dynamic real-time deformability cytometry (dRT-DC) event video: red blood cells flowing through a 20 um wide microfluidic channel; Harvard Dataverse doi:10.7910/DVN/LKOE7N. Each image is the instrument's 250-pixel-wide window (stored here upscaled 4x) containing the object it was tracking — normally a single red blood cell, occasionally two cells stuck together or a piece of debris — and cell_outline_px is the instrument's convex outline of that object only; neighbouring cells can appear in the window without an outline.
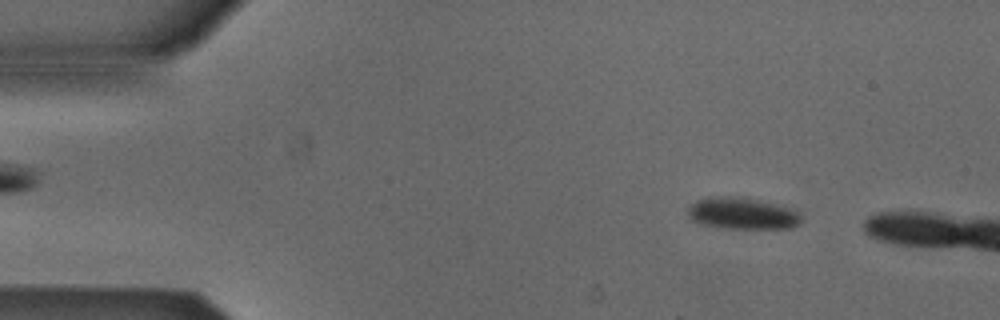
{"species": "Egyptian fruit bat (a non-hibernating species)", "species_latin": "Rousettus aegyptiacus", "temperature_condition": "cold", "stored_images_in_passage": 10, "camera_frame_rate_fps": 3000, "um_per_image_px": 0.085, "animal": {"sex": "male"}, "frame": {"image": 1, "passage_image": 6, "time_ms": 1.667, "image_size_px": [1000, 320], "cell_outline_px": [[800, 224], [788, 228], [728, 228], [708, 224], [692, 220], [688, 216], [688, 208], [696, 200], [708, 196], [724, 196], [756, 200], [772, 204], [796, 212], [800, 216]], "centroid_in_image_um": [63.02, 18.14], "position_along_channel_um": 22.0, "area_um2": 20.06}}